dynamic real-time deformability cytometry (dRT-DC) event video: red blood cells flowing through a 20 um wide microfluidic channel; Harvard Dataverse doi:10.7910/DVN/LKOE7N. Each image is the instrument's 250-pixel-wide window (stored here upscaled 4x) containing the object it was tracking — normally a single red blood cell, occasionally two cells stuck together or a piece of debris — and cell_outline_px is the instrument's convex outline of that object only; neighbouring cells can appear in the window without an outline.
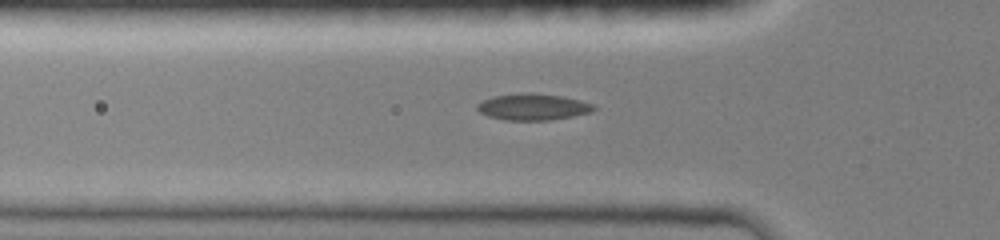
{"species": "common noctule bat (a hibernating species)", "species_latin": "Nyctalus noctula", "temperature_condition": "room temperature", "stored_images_in_passage": 29, "camera_frame_rate_fps": 3000, "um_per_image_px": 0.085, "animal": {"sex": "female", "body_mass_g": 19.0, "forearm_length_mm": 51.5}, "frame": {"image": 1, "passage_image": 9, "time_ms": 2.0, "image_size_px": [1000, 240], "cell_outline_px": [[596, 108], [588, 112], [572, 116], [548, 120], [504, 120], [488, 116], [480, 112], [476, 108], [476, 104], [492, 96], [520, 92], [528, 92], [560, 96], [580, 100], [592, 104]], "centroid_in_image_um": [45.23, 9.07], "position_along_channel_um": 80.6, "area_um2": 17.86}}
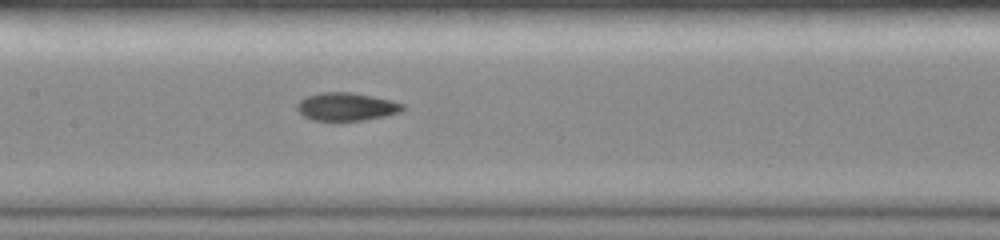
{"frame": {"image": 2, "passage_image": 19, "time_ms": 4.333, "image_size_px": [1000, 240], "cell_outline_px": [[404, 108], [400, 112], [384, 116], [364, 120], [312, 120], [304, 116], [296, 108], [296, 104], [304, 96], [320, 92], [352, 92], [388, 100], [404, 104]], "centroid_in_image_um": [29.39, 9.06], "position_along_channel_um": 178.0, "area_um2": 17.11}}
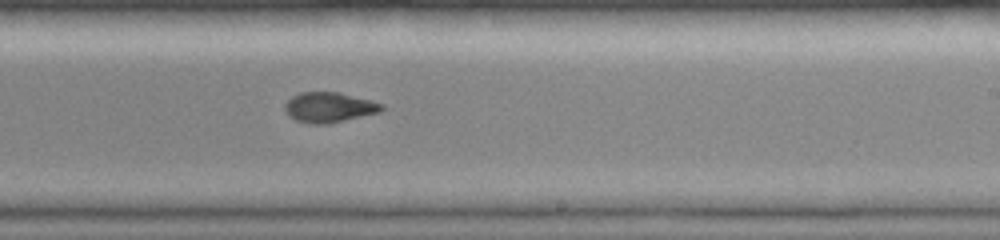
{"frame": {"image": 3, "passage_image": 28, "time_ms": 6.333, "image_size_px": [1000, 240], "cell_outline_px": [[384, 108], [380, 112], [328, 124], [312, 124], [296, 120], [284, 108], [284, 104], [292, 96], [300, 92], [340, 92], [372, 100], [384, 104]], "centroid_in_image_um": [28.01, 9.11], "position_along_channel_um": 261.0, "area_um2": 16.99}}